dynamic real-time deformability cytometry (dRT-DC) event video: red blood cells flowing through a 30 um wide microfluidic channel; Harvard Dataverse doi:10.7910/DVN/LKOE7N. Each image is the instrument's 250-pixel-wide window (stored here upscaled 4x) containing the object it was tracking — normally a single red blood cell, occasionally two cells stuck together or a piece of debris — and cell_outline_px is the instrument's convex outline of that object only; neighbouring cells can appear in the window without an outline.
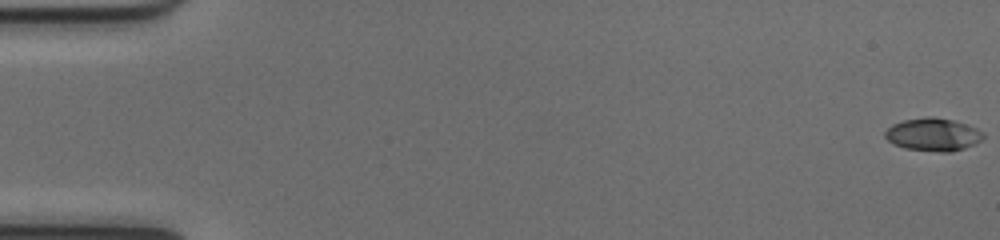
{"species": "common noctule bat (a hibernating species)", "species_latin": "Nyctalus noctula", "temperature_condition": "cold", "stored_images_in_passage": 53, "camera_frame_rate_fps": 3000, "um_per_image_px": 0.085, "animal": {"sex": "female", "body_mass_g": 17.0, "forearm_length_mm": 48.0}, "frame": {"image": 1, "passage_image": 1, "time_ms": 0.0, "image_size_px": [1000, 240], "cell_outline_px": [[984, 136], [976, 144], [952, 152], [940, 152], [904, 148], [892, 144], [884, 136], [884, 132], [892, 124], [904, 120], [924, 116], [932, 116], [952, 120], [976, 128], [984, 132]], "centroid_in_image_um": [79.29, 11.43], "position_along_channel_um": 5.7, "area_um2": 18.9}}
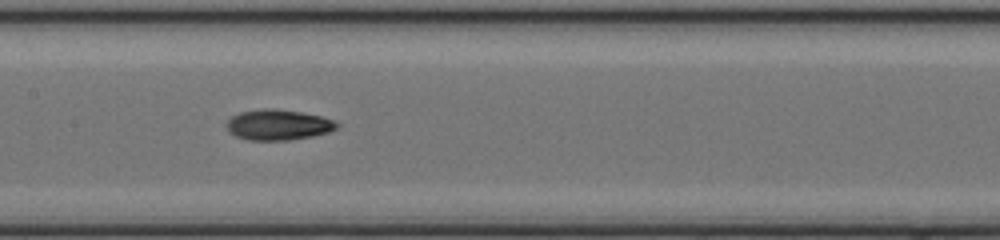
{"frame": {"image": 2, "passage_image": 27, "time_ms": 8.667, "image_size_px": [1000, 240], "cell_outline_px": [[340, 124], [336, 128], [328, 132], [312, 136], [288, 140], [248, 140], [236, 136], [228, 132], [224, 124], [232, 116], [240, 112], [260, 108], [276, 108], [300, 112], [320, 116], [332, 120]], "centroid_in_image_um": [23.59, 10.6], "position_along_channel_um": 183.8, "area_um2": 19.71}}
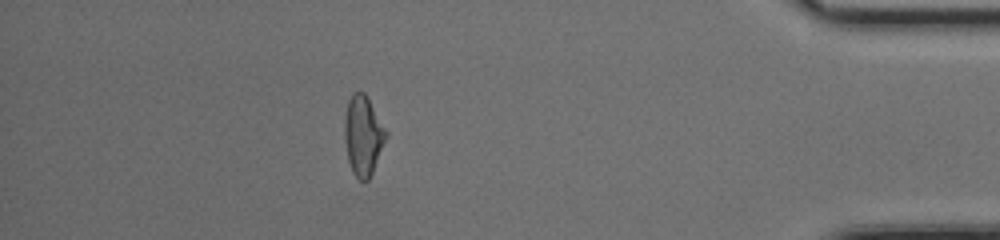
{"frame": {"image": 3, "passage_image": 47, "time_ms": 15.333, "image_size_px": [1000, 240], "cell_outline_px": [[388, 136], [372, 172], [368, 180], [364, 184], [352, 172], [348, 160], [344, 140], [344, 116], [348, 100], [352, 92], [364, 92], [388, 132]], "centroid_in_image_um": [30.85, 11.52], "position_along_channel_um": 404.3, "area_um2": 19.42}, "authors_computed_cell_mechanics": {"area_um2": 18.7272, "velocity_mm_per_s": 4.0148, "shape_relaxation_time_tau1_ms": 3.502, "shape_relaxation_time_tau2_ms": 7.956, "deformation_change_tau1": 0.1596, "deformation_change_tau2": 0.1619}}